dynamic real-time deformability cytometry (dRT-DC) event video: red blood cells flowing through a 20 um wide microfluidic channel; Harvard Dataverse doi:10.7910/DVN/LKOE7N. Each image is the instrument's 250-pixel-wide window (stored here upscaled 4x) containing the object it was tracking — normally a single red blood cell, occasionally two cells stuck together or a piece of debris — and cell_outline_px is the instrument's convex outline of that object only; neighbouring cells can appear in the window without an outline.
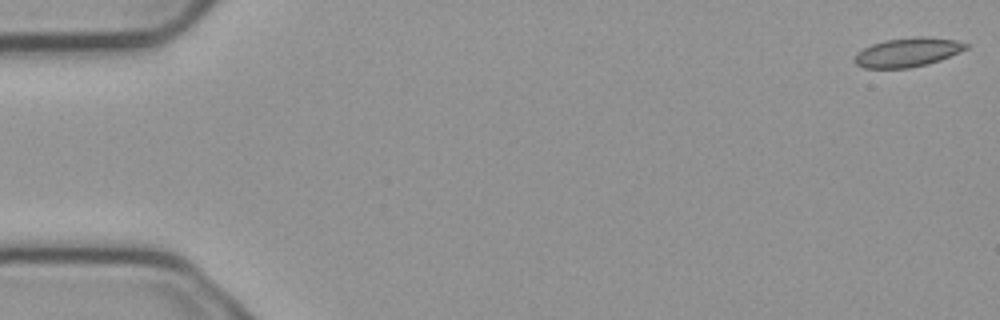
{"species": "common noctule bat (a hibernating species)", "species_latin": "Nyctalus noctula", "temperature_condition": "cold", "stored_images_in_passage": 6, "camera_frame_rate_fps": 3000, "um_per_image_px": 0.085, "animal": {"sex": "male", "body_mass_g": 23.1, "forearm_length_mm": 52.7}, "frame": {"image": 1, "passage_image": 1, "time_ms": 0.0, "image_size_px": [1000, 320], "cell_outline_px": [[968, 48], [940, 60], [928, 64], [908, 68], [864, 68], [856, 64], [852, 60], [856, 52], [872, 44], [884, 40], [916, 36], [928, 36], [956, 40], [968, 44]], "centroid_in_image_um": [77.12, 4.44], "position_along_channel_um": 7.9, "area_um2": 19.02}}
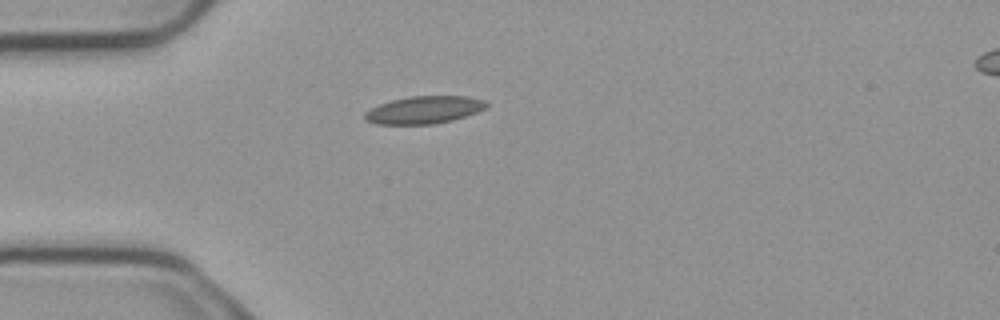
{"frame": {"image": 2, "passage_image": 5, "time_ms": 1.333, "image_size_px": [1000, 320], "cell_outline_px": [[488, 104], [484, 108], [476, 112], [452, 120], [436, 124], [376, 124], [364, 120], [364, 112], [380, 104], [392, 100], [408, 96], [468, 96], [488, 100]], "centroid_in_image_um": [36.05, 9.33], "position_along_channel_um": 49.0, "area_um2": 19.54}}